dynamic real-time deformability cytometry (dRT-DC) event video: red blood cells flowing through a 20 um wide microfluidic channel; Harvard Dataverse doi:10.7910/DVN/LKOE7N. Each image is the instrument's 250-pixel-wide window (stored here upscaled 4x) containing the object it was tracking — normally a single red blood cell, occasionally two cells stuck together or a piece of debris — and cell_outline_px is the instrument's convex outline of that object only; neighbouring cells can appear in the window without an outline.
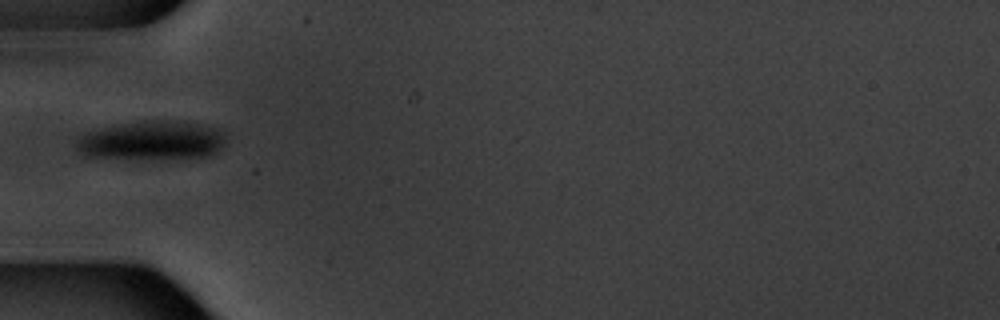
{"species": "common noctule bat (a hibernating species)", "species_latin": "Nyctalus noctula", "temperature_condition": "warm", "stored_images_in_passage": 11, "camera_frame_rate_fps": 3000, "um_per_image_px": 0.085, "animal": {"sex": "male", "body_mass_g": 20.1, "forearm_length_mm": 53.5}, "frame": {"image": 1, "passage_image": 1, "time_ms": 0.0, "image_size_px": [1000, 320], "cell_outline_px": [[224, 144], [212, 156], [128, 160], [84, 156], [76, 148], [76, 140], [84, 132], [100, 128], [120, 124], [164, 120], [200, 124], [220, 128], [224, 132]], "centroid_in_image_um": [12.87, 11.97], "position_along_channel_um": 72.1, "area_um2": 34.33}}
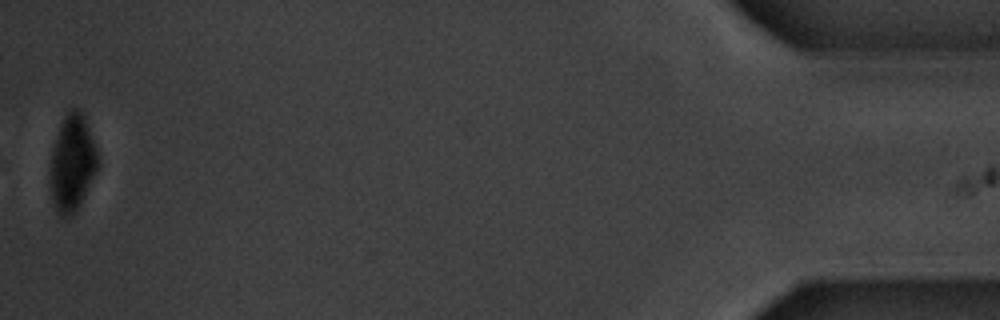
{"frame": {"image": 2, "passage_image": 11, "time_ms": 13.0, "image_size_px": [1000, 320], "cell_outline_px": [[96, 172], [72, 216], [60, 216], [56, 208], [52, 196], [52, 152], [60, 124], [64, 116], [72, 108], [76, 108], [84, 112], [96, 148]], "centroid_in_image_um": [6.16, 13.78], "position_along_channel_um": 429.0, "area_um2": 25.66}}